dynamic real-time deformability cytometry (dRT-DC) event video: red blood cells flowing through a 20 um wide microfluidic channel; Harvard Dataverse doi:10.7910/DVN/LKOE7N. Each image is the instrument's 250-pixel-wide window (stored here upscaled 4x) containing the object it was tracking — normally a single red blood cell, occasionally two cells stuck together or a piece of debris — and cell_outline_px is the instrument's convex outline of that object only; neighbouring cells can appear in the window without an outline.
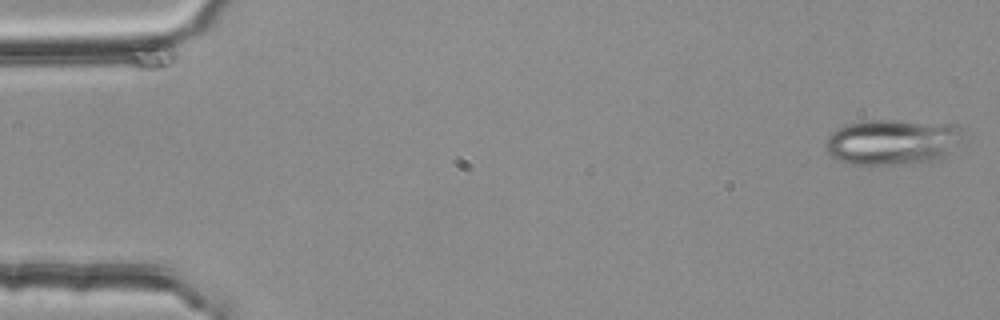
{"species": "common noctule bat (a hibernating species)", "species_latin": "Nyctalus noctula", "temperature_condition": "room temperature", "stored_images_in_passage": 53, "camera_frame_rate_fps": 3000, "um_per_image_px": 0.085, "animal": {"sex": "female", "body_mass_g": 25.1}, "frame": {"image": 1, "passage_image": 1, "time_ms": 0.0, "image_size_px": [1000, 320], "cell_outline_px": [[960, 140], [940, 160], [892, 164], [848, 164], [832, 156], [828, 152], [828, 136], [836, 128], [844, 124], [868, 120], [900, 120], [956, 124], [960, 128]], "centroid_in_image_um": [75.84, 12.04], "position_along_channel_um": 9.2, "area_um2": 36.13}}
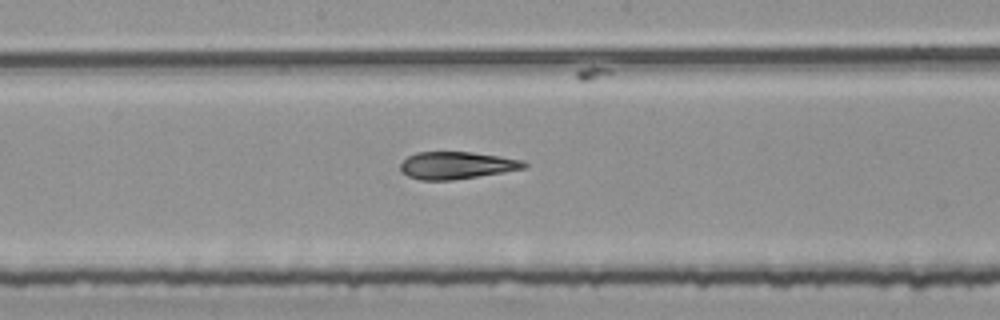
{"frame": {"image": 2, "passage_image": 28, "time_ms": 9.0, "image_size_px": [1000, 320], "cell_outline_px": [[528, 168], [452, 180], [420, 180], [408, 176], [400, 168], [400, 164], [408, 156], [416, 152], [472, 152], [500, 156], [524, 160], [528, 164]], "centroid_in_image_um": [38.85, 14.05], "position_along_channel_um": 209.3, "area_um2": 19.65}}
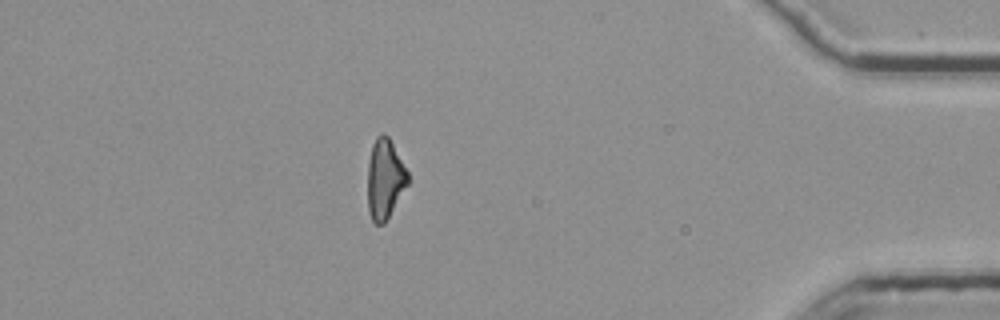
{"frame": {"image": 3, "passage_image": 47, "time_ms": 15.333, "image_size_px": [1000, 320], "cell_outline_px": [[408, 184], [384, 224], [376, 224], [372, 220], [368, 212], [368, 160], [372, 144], [376, 136], [380, 132], [384, 132], [388, 136], [408, 172]], "centroid_in_image_um": [32.7, 15.19], "position_along_channel_um": 402.5, "area_um2": 18.73}, "authors_computed_cell_mechanics": {"area_um2": 20.23, "velocity_mm_per_s": 3.7962, "shape_relaxation_time_tau1_ms": 6.6048, "shape_relaxation_time_tau2_ms": 1.8031, "deformation_change_tau1": 0.2015, "deformation_change_tau2": 0.1149}}